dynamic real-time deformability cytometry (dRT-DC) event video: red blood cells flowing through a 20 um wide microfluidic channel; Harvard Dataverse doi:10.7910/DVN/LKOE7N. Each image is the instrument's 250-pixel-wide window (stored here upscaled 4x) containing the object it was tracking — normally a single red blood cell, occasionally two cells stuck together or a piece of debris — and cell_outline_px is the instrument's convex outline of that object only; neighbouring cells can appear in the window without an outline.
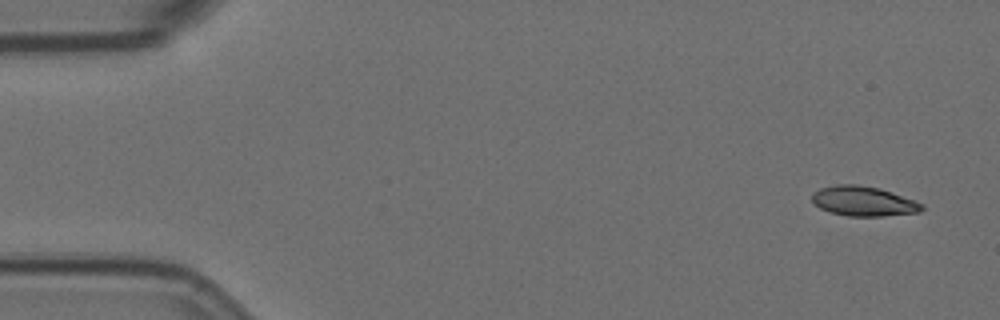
{"species": "Egyptian fruit bat (a non-hibernating species)", "species_latin": "Rousettus aegyptiacus", "temperature_condition": "room temperature", "stored_images_in_passage": 4, "camera_frame_rate_fps": 3000, "um_per_image_px": 0.085, "animal": {"sex": "female"}, "frame": {"image": 1, "passage_image": 1, "time_ms": 0.0, "image_size_px": [1000, 320], "cell_outline_px": [[924, 208], [920, 212], [884, 216], [848, 216], [828, 212], [812, 204], [812, 192], [820, 188], [836, 184], [856, 184], [880, 188], [924, 204]], "centroid_in_image_um": [73.35, 17.1], "position_along_channel_um": 11.6, "area_um2": 19.25}}
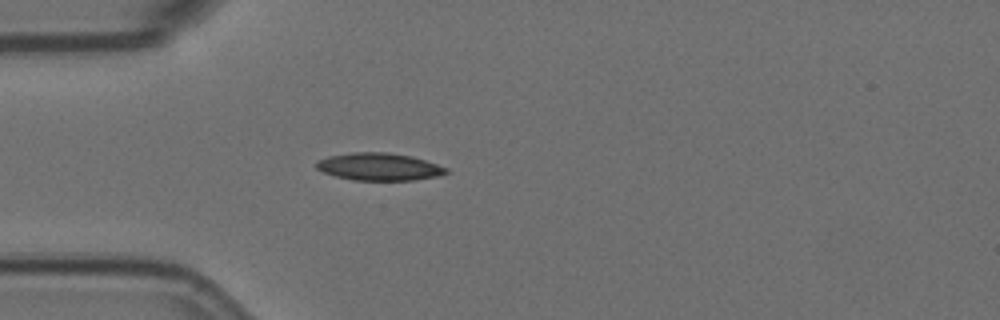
{"frame": {"image": 2, "passage_image": 4, "time_ms": 1.0, "image_size_px": [1000, 320], "cell_outline_px": [[448, 172], [440, 176], [412, 180], [352, 180], [336, 176], [324, 172], [316, 168], [316, 160], [328, 156], [352, 152], [388, 152], [412, 156], [448, 168]], "centroid_in_image_um": [32.21, 14.17], "position_along_channel_um": 52.8, "area_um2": 20.81}}